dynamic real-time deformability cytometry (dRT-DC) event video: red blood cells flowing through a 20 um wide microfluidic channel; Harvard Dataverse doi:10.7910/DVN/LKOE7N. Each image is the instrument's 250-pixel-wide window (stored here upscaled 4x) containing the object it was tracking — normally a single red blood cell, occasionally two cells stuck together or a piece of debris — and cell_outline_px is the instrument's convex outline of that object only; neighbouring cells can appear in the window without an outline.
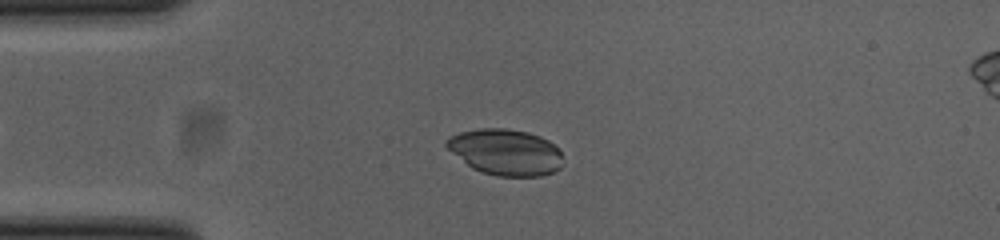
{"species": "common noctule bat (a hibernating species)", "species_latin": "Nyctalus noctula", "temperature_condition": "cold", "stored_images_in_passage": 44, "camera_frame_rate_fps": 3000, "um_per_image_px": 0.085, "animal": {"sex": "female", "body_mass_g": 23.0, "forearm_length_mm": 53.4}, "frame": {"image": 1, "passage_image": 12, "time_ms": 3.667, "image_size_px": [1000, 240], "cell_outline_px": [[564, 164], [560, 168], [552, 172], [540, 176], [496, 176], [472, 168], [448, 148], [444, 144], [444, 140], [448, 136], [460, 132], [480, 128], [504, 128], [528, 132], [540, 136], [548, 140], [560, 152]], "centroid_in_image_um": [42.97, 12.92], "position_along_channel_um": 42.0, "area_um2": 31.15}}
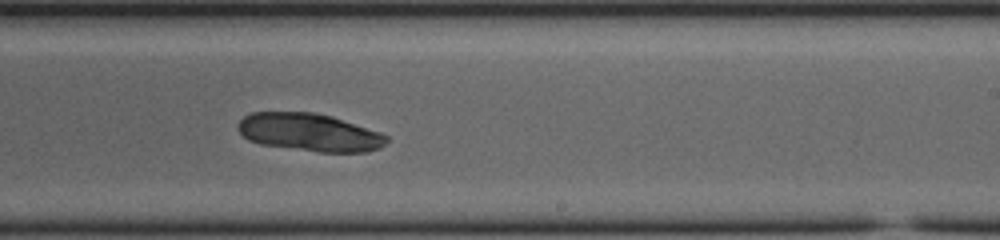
{"frame": {"image": 2, "passage_image": 31, "time_ms": 10.0, "image_size_px": [1000, 240], "cell_outline_px": [[388, 140], [380, 148], [368, 152], [320, 152], [260, 144], [248, 140], [236, 128], [236, 124], [244, 116], [252, 112], [312, 112], [332, 116], [380, 132], [388, 136]], "centroid_in_image_um": [26.29, 11.25], "position_along_channel_um": 262.7, "area_um2": 32.83}}
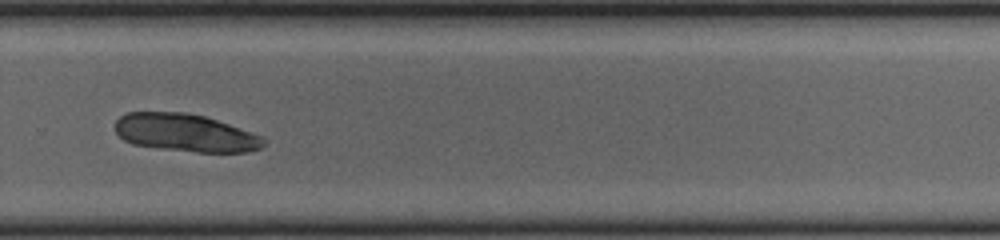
{"frame": {"image": 3, "passage_image": 35, "time_ms": 11.333, "image_size_px": [1000, 240], "cell_outline_px": [[268, 140], [260, 148], [248, 152], [196, 152], [132, 144], [124, 140], [116, 132], [116, 120], [120, 116], [128, 112], [184, 112], [204, 116], [264, 136]], "centroid_in_image_um": [15.79, 11.29], "position_along_channel_um": 314.0, "area_um2": 32.54}}